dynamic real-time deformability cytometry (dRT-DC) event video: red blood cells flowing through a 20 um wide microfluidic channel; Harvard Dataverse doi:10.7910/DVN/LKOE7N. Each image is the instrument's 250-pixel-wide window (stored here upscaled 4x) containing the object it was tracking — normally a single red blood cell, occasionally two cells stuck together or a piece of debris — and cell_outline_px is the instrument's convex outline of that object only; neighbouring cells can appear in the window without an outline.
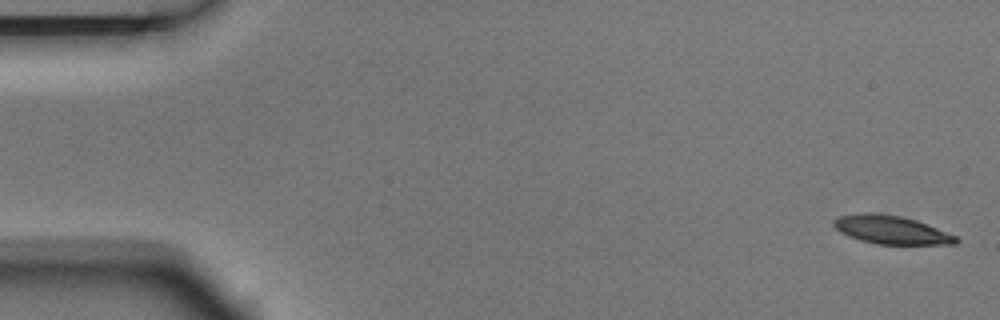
{"species": "Egyptian fruit bat (a non-hibernating species)", "species_latin": "Rousettus aegyptiacus", "temperature_condition": "room temperature", "stored_images_in_passage": 5, "camera_frame_rate_fps": 3000, "um_per_image_px": 0.085, "animal": {"sex": "male"}, "frame": {"image": 1, "passage_image": 1, "time_ms": 0.0, "image_size_px": [1000, 320], "cell_outline_px": [[960, 240], [956, 244], [876, 244], [860, 240], [848, 236], [840, 232], [832, 224], [832, 220], [836, 216], [860, 212], [872, 212], [900, 216], [916, 220], [956, 236]], "centroid_in_image_um": [75.69, 19.52], "position_along_channel_um": 9.3, "area_um2": 20.29}}
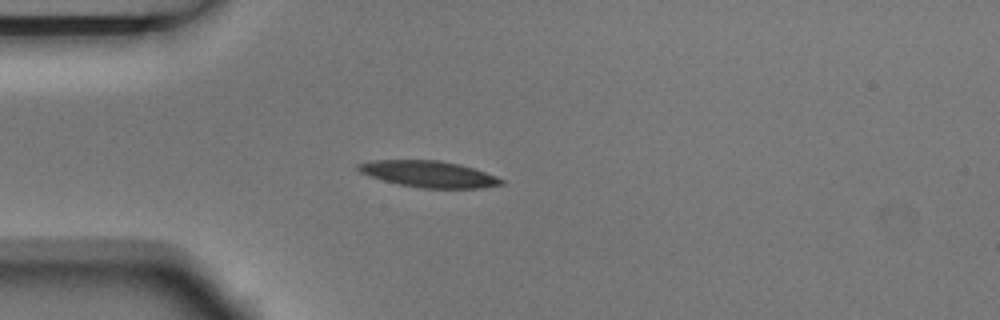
{"frame": {"image": 2, "passage_image": 5, "time_ms": 1.333, "image_size_px": [1000, 320], "cell_outline_px": [[504, 184], [484, 188], [420, 188], [400, 184], [368, 176], [360, 172], [356, 168], [356, 164], [372, 160], [440, 160], [460, 164], [496, 176], [504, 180]], "centroid_in_image_um": [36.44, 14.79], "position_along_channel_um": 48.6, "area_um2": 22.02}}